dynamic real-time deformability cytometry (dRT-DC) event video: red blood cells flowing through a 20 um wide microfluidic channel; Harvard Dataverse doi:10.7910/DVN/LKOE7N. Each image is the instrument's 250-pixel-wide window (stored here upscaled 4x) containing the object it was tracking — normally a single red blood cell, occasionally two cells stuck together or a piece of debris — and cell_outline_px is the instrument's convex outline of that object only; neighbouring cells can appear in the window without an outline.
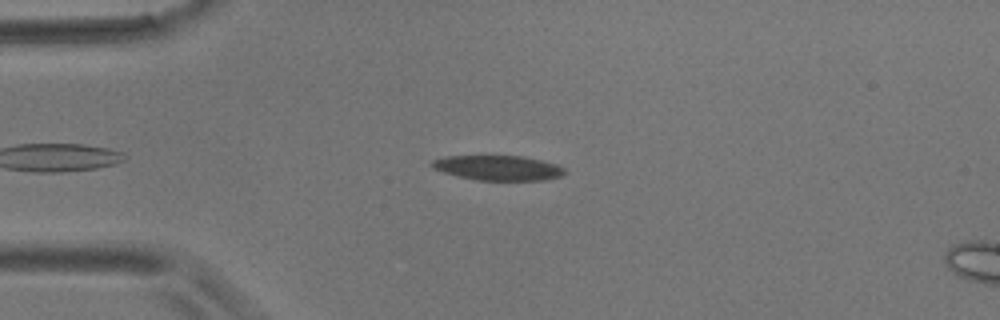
{"species": "common noctule bat (a hibernating species)", "species_latin": "Nyctalus noctula", "temperature_condition": "room temperature", "stored_images_in_passage": 6, "camera_frame_rate_fps": 3000, "um_per_image_px": 0.085, "animal": {"sex": "male", "body_mass_g": 17.9}, "frame": {"image": 1, "passage_image": 4, "time_ms": 4.0, "image_size_px": [1000, 320], "cell_outline_px": [[568, 172], [560, 176], [544, 180], [476, 180], [444, 172], [432, 168], [428, 164], [432, 160], [444, 156], [524, 156], [556, 164], [564, 168]], "centroid_in_image_um": [42.33, 14.26], "position_along_channel_um": 42.7, "area_um2": 19.25}}
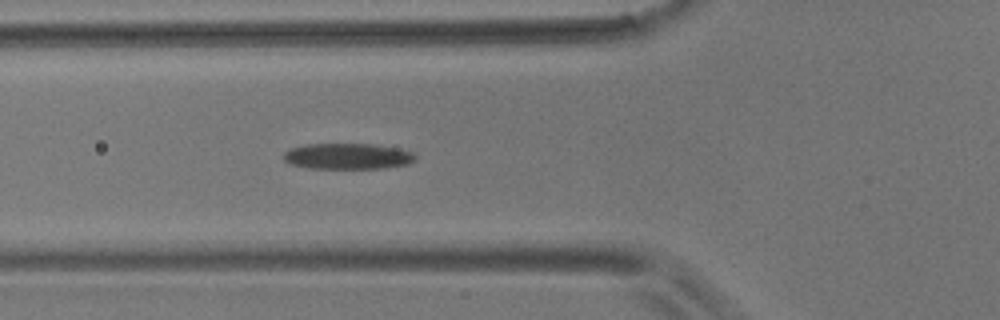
{"frame": {"image": 2, "passage_image": 6, "time_ms": 6.333, "image_size_px": [1000, 320], "cell_outline_px": [[416, 160], [408, 164], [384, 168], [308, 168], [288, 164], [284, 160], [284, 152], [292, 148], [304, 144], [376, 144], [396, 148], [412, 152], [416, 156]], "centroid_in_image_um": [29.54, 13.28], "position_along_channel_um": 96.3, "area_um2": 19.94}}